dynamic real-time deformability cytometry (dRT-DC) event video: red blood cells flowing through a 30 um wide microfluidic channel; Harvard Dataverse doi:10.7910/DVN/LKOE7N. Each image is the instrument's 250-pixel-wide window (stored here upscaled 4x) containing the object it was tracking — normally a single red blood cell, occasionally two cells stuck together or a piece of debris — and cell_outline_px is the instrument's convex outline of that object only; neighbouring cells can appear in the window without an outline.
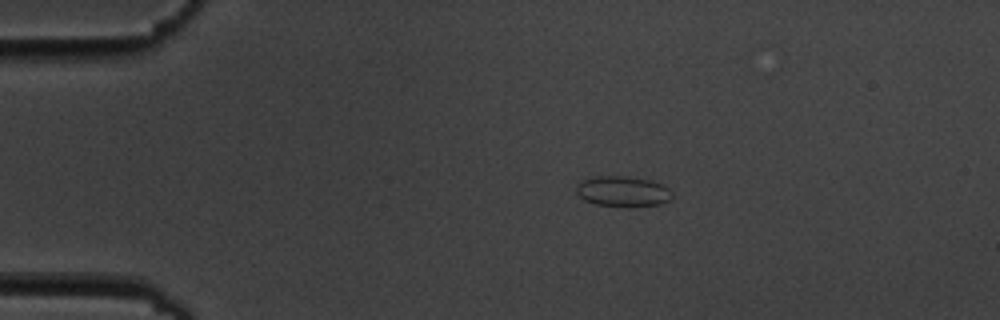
{"species": "common noctule bat (a hibernating species)", "species_latin": "Nyctalus noctula", "temperature_condition": "cold", "stored_images_in_passage": 2, "camera_frame_rate_fps": 3000, "um_per_image_px": 0.085, "animal": {"sex": "male", "body_mass_g": 19.5, "forearm_length_mm": 54.6}, "frame": {"image": 1, "passage_image": 1, "time_ms": 0.0, "image_size_px": [1000, 320], "cell_outline_px": [[672, 196], [668, 200], [660, 204], [596, 204], [584, 200], [576, 192], [576, 184], [580, 180], [596, 176], [620, 176], [652, 180], [668, 188], [672, 192]], "centroid_in_image_um": [52.88, 16.21], "position_along_channel_um": 32.1, "area_um2": 16.3}}